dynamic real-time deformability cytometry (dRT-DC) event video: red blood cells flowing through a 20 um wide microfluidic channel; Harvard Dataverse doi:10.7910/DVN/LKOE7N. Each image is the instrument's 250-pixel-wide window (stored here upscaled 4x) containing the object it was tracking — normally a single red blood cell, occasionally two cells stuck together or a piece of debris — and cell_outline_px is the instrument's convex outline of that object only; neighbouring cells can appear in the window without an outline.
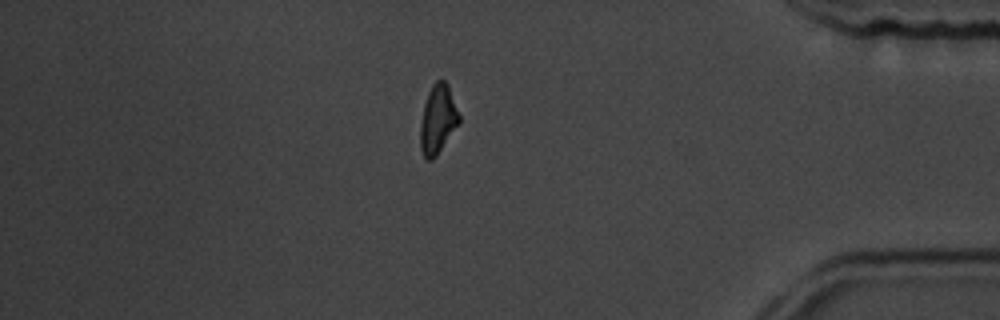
{"species": "common noctule bat (a hibernating species)", "species_latin": "Nyctalus noctula", "temperature_condition": "room temperature", "stored_images_in_passage": 18, "segment_of_instrument_passage": [2, 2], "camera_frame_rate_fps": 3000, "um_per_image_px": 0.085, "animal": {"sex": "male", "body_mass_g": 19.5, "forearm_length_mm": 54.6}, "frame": {"image": 1, "passage_image": 18, "time_ms": 19.333, "image_size_px": [1000, 320], "cell_outline_px": [[460, 120], [436, 156], [432, 160], [424, 160], [420, 148], [420, 124], [424, 104], [428, 92], [432, 84], [436, 80], [444, 80], [448, 84], [460, 116]], "centroid_in_image_um": [37.19, 10.14], "position_along_channel_um": 398.0, "area_um2": 15.49}}